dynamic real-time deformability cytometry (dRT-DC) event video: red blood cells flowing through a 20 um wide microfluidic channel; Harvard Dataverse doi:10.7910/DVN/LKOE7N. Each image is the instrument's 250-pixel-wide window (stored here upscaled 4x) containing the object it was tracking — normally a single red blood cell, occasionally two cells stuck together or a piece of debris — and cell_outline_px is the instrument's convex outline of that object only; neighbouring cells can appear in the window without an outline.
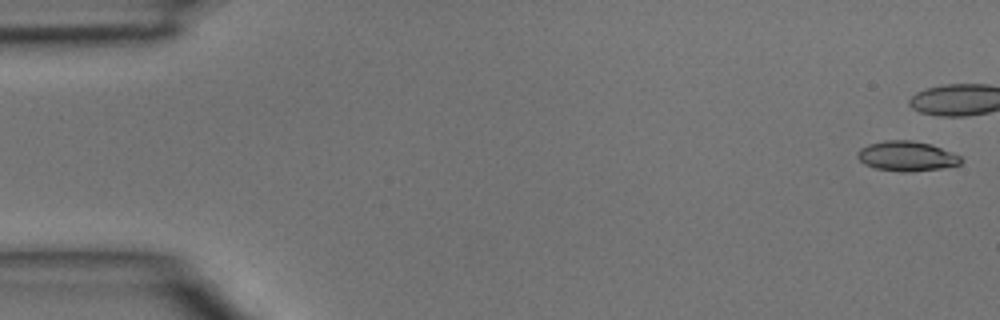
{"species": "common noctule bat (a hibernating species)", "species_latin": "Nyctalus noctula", "temperature_condition": "room temperature", "stored_images_in_passage": 35, "camera_frame_rate_fps": 3000, "um_per_image_px": 0.085, "animal": {"sex": "male", "body_mass_g": 15.6}, "frame": {"image": 1, "passage_image": 1, "time_ms": 0.0, "image_size_px": [1000, 320], "cell_outline_px": [[964, 160], [960, 164], [940, 168], [912, 172], [900, 172], [876, 168], [864, 164], [856, 156], [860, 148], [868, 144], [884, 140], [912, 140], [932, 144], [960, 156]], "centroid_in_image_um": [77.06, 13.27], "position_along_channel_um": 7.9, "area_um2": 18.09}}